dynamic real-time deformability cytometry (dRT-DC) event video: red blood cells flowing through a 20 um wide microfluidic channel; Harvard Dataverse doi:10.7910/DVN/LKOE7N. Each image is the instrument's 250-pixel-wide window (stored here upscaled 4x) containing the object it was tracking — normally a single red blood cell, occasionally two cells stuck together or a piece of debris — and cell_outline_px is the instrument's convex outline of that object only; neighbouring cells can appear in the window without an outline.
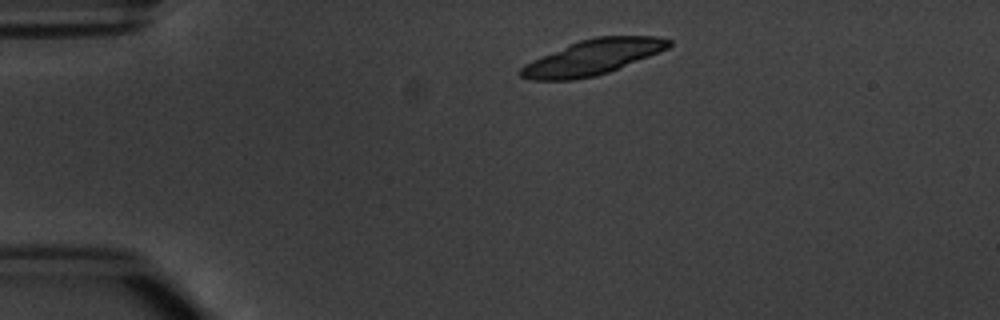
{"species": "common noctule bat (a hibernating species)", "species_latin": "Nyctalus noctula", "temperature_condition": "warm", "stored_images_in_passage": 3, "camera_frame_rate_fps": 3000, "um_per_image_px": 0.085, "animal": {"sex": "male", "body_mass_g": 20.1, "forearm_length_mm": 53.5}, "frame": {"image": 1, "passage_image": 2, "time_ms": 1.333, "image_size_px": [1000, 320], "cell_outline_px": [[672, 44], [668, 48], [608, 72], [596, 76], [572, 80], [532, 80], [520, 76], [520, 68], [524, 64], [532, 60], [568, 44], [580, 40], [596, 36], [656, 36], [672, 40]], "centroid_in_image_um": [50.35, 4.86], "position_along_channel_um": 34.6, "area_um2": 30.11}}